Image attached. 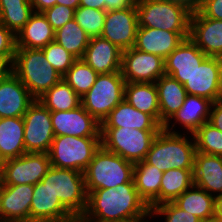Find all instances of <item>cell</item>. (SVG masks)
<instances>
[{
	"instance_id": "cell-1",
	"label": "cell",
	"mask_w": 222,
	"mask_h": 222,
	"mask_svg": "<svg viewBox=\"0 0 222 222\" xmlns=\"http://www.w3.org/2000/svg\"><path fill=\"white\" fill-rule=\"evenodd\" d=\"M87 207L82 222H112L151 218L150 208L139 196L134 180L109 189L87 192Z\"/></svg>"
},
{
	"instance_id": "cell-2",
	"label": "cell",
	"mask_w": 222,
	"mask_h": 222,
	"mask_svg": "<svg viewBox=\"0 0 222 222\" xmlns=\"http://www.w3.org/2000/svg\"><path fill=\"white\" fill-rule=\"evenodd\" d=\"M195 141L192 134L171 133L163 128L153 140L145 161L165 172L194 170Z\"/></svg>"
},
{
	"instance_id": "cell-3",
	"label": "cell",
	"mask_w": 222,
	"mask_h": 222,
	"mask_svg": "<svg viewBox=\"0 0 222 222\" xmlns=\"http://www.w3.org/2000/svg\"><path fill=\"white\" fill-rule=\"evenodd\" d=\"M11 71L35 99L62 79V76L46 60L42 49L16 48Z\"/></svg>"
},
{
	"instance_id": "cell-4",
	"label": "cell",
	"mask_w": 222,
	"mask_h": 222,
	"mask_svg": "<svg viewBox=\"0 0 222 222\" xmlns=\"http://www.w3.org/2000/svg\"><path fill=\"white\" fill-rule=\"evenodd\" d=\"M138 26L167 30L170 32H190L193 9L178 0H137Z\"/></svg>"
},
{
	"instance_id": "cell-5",
	"label": "cell",
	"mask_w": 222,
	"mask_h": 222,
	"mask_svg": "<svg viewBox=\"0 0 222 222\" xmlns=\"http://www.w3.org/2000/svg\"><path fill=\"white\" fill-rule=\"evenodd\" d=\"M134 163L106 150L102 145L84 170L87 192L109 189L128 183L133 179Z\"/></svg>"
},
{
	"instance_id": "cell-6",
	"label": "cell",
	"mask_w": 222,
	"mask_h": 222,
	"mask_svg": "<svg viewBox=\"0 0 222 222\" xmlns=\"http://www.w3.org/2000/svg\"><path fill=\"white\" fill-rule=\"evenodd\" d=\"M41 182L76 219L85 213L88 194L82 172L50 166Z\"/></svg>"
},
{
	"instance_id": "cell-7",
	"label": "cell",
	"mask_w": 222,
	"mask_h": 222,
	"mask_svg": "<svg viewBox=\"0 0 222 222\" xmlns=\"http://www.w3.org/2000/svg\"><path fill=\"white\" fill-rule=\"evenodd\" d=\"M100 147L101 137L56 136L48 152L50 164L83 173Z\"/></svg>"
},
{
	"instance_id": "cell-8",
	"label": "cell",
	"mask_w": 222,
	"mask_h": 222,
	"mask_svg": "<svg viewBox=\"0 0 222 222\" xmlns=\"http://www.w3.org/2000/svg\"><path fill=\"white\" fill-rule=\"evenodd\" d=\"M125 85L121 71L99 74L89 91L81 96V105L101 124L124 100Z\"/></svg>"
},
{
	"instance_id": "cell-9",
	"label": "cell",
	"mask_w": 222,
	"mask_h": 222,
	"mask_svg": "<svg viewBox=\"0 0 222 222\" xmlns=\"http://www.w3.org/2000/svg\"><path fill=\"white\" fill-rule=\"evenodd\" d=\"M159 131L101 128V145L132 163L144 161Z\"/></svg>"
},
{
	"instance_id": "cell-10",
	"label": "cell",
	"mask_w": 222,
	"mask_h": 222,
	"mask_svg": "<svg viewBox=\"0 0 222 222\" xmlns=\"http://www.w3.org/2000/svg\"><path fill=\"white\" fill-rule=\"evenodd\" d=\"M48 153L25 154L0 163V185H35L50 168Z\"/></svg>"
},
{
	"instance_id": "cell-11",
	"label": "cell",
	"mask_w": 222,
	"mask_h": 222,
	"mask_svg": "<svg viewBox=\"0 0 222 222\" xmlns=\"http://www.w3.org/2000/svg\"><path fill=\"white\" fill-rule=\"evenodd\" d=\"M26 152L48 153L55 137L51 112L37 99L23 115Z\"/></svg>"
},
{
	"instance_id": "cell-12",
	"label": "cell",
	"mask_w": 222,
	"mask_h": 222,
	"mask_svg": "<svg viewBox=\"0 0 222 222\" xmlns=\"http://www.w3.org/2000/svg\"><path fill=\"white\" fill-rule=\"evenodd\" d=\"M121 73L125 82L155 83L165 75L164 59L132 47L122 51Z\"/></svg>"
},
{
	"instance_id": "cell-13",
	"label": "cell",
	"mask_w": 222,
	"mask_h": 222,
	"mask_svg": "<svg viewBox=\"0 0 222 222\" xmlns=\"http://www.w3.org/2000/svg\"><path fill=\"white\" fill-rule=\"evenodd\" d=\"M212 103L207 98L187 94L181 108L163 126V129L171 133L193 134L204 123L209 122Z\"/></svg>"
},
{
	"instance_id": "cell-14",
	"label": "cell",
	"mask_w": 222,
	"mask_h": 222,
	"mask_svg": "<svg viewBox=\"0 0 222 222\" xmlns=\"http://www.w3.org/2000/svg\"><path fill=\"white\" fill-rule=\"evenodd\" d=\"M56 136L101 137V124L82 105L68 111L51 112Z\"/></svg>"
},
{
	"instance_id": "cell-15",
	"label": "cell",
	"mask_w": 222,
	"mask_h": 222,
	"mask_svg": "<svg viewBox=\"0 0 222 222\" xmlns=\"http://www.w3.org/2000/svg\"><path fill=\"white\" fill-rule=\"evenodd\" d=\"M137 29L136 8L106 11L101 37L124 51L134 47Z\"/></svg>"
},
{
	"instance_id": "cell-16",
	"label": "cell",
	"mask_w": 222,
	"mask_h": 222,
	"mask_svg": "<svg viewBox=\"0 0 222 222\" xmlns=\"http://www.w3.org/2000/svg\"><path fill=\"white\" fill-rule=\"evenodd\" d=\"M34 185H0V222H30Z\"/></svg>"
},
{
	"instance_id": "cell-17",
	"label": "cell",
	"mask_w": 222,
	"mask_h": 222,
	"mask_svg": "<svg viewBox=\"0 0 222 222\" xmlns=\"http://www.w3.org/2000/svg\"><path fill=\"white\" fill-rule=\"evenodd\" d=\"M207 57L188 37L165 58V75L184 84Z\"/></svg>"
},
{
	"instance_id": "cell-18",
	"label": "cell",
	"mask_w": 222,
	"mask_h": 222,
	"mask_svg": "<svg viewBox=\"0 0 222 222\" xmlns=\"http://www.w3.org/2000/svg\"><path fill=\"white\" fill-rule=\"evenodd\" d=\"M35 100L12 71L0 79V118L23 117Z\"/></svg>"
},
{
	"instance_id": "cell-19",
	"label": "cell",
	"mask_w": 222,
	"mask_h": 222,
	"mask_svg": "<svg viewBox=\"0 0 222 222\" xmlns=\"http://www.w3.org/2000/svg\"><path fill=\"white\" fill-rule=\"evenodd\" d=\"M76 218L58 197L40 181L34 185L30 206V222H74Z\"/></svg>"
},
{
	"instance_id": "cell-20",
	"label": "cell",
	"mask_w": 222,
	"mask_h": 222,
	"mask_svg": "<svg viewBox=\"0 0 222 222\" xmlns=\"http://www.w3.org/2000/svg\"><path fill=\"white\" fill-rule=\"evenodd\" d=\"M189 38L210 57L222 55V20L204 17L193 9Z\"/></svg>"
},
{
	"instance_id": "cell-21",
	"label": "cell",
	"mask_w": 222,
	"mask_h": 222,
	"mask_svg": "<svg viewBox=\"0 0 222 222\" xmlns=\"http://www.w3.org/2000/svg\"><path fill=\"white\" fill-rule=\"evenodd\" d=\"M189 35L190 32H170L138 26L133 48L160 56L165 60Z\"/></svg>"
},
{
	"instance_id": "cell-22",
	"label": "cell",
	"mask_w": 222,
	"mask_h": 222,
	"mask_svg": "<svg viewBox=\"0 0 222 222\" xmlns=\"http://www.w3.org/2000/svg\"><path fill=\"white\" fill-rule=\"evenodd\" d=\"M183 85L187 94L207 98L213 103L220 101L217 57L208 56Z\"/></svg>"
},
{
	"instance_id": "cell-23",
	"label": "cell",
	"mask_w": 222,
	"mask_h": 222,
	"mask_svg": "<svg viewBox=\"0 0 222 222\" xmlns=\"http://www.w3.org/2000/svg\"><path fill=\"white\" fill-rule=\"evenodd\" d=\"M81 59L98 74L119 72L122 50L101 36L92 37Z\"/></svg>"
},
{
	"instance_id": "cell-24",
	"label": "cell",
	"mask_w": 222,
	"mask_h": 222,
	"mask_svg": "<svg viewBox=\"0 0 222 222\" xmlns=\"http://www.w3.org/2000/svg\"><path fill=\"white\" fill-rule=\"evenodd\" d=\"M101 128H132L160 131L163 127L149 114L141 112L125 100L121 101L101 123Z\"/></svg>"
},
{
	"instance_id": "cell-25",
	"label": "cell",
	"mask_w": 222,
	"mask_h": 222,
	"mask_svg": "<svg viewBox=\"0 0 222 222\" xmlns=\"http://www.w3.org/2000/svg\"><path fill=\"white\" fill-rule=\"evenodd\" d=\"M194 185L212 196L222 195V156L195 152Z\"/></svg>"
},
{
	"instance_id": "cell-26",
	"label": "cell",
	"mask_w": 222,
	"mask_h": 222,
	"mask_svg": "<svg viewBox=\"0 0 222 222\" xmlns=\"http://www.w3.org/2000/svg\"><path fill=\"white\" fill-rule=\"evenodd\" d=\"M55 39V30L42 12H33L16 35V48L42 49Z\"/></svg>"
},
{
	"instance_id": "cell-27",
	"label": "cell",
	"mask_w": 222,
	"mask_h": 222,
	"mask_svg": "<svg viewBox=\"0 0 222 222\" xmlns=\"http://www.w3.org/2000/svg\"><path fill=\"white\" fill-rule=\"evenodd\" d=\"M155 85L160 107V125L163 127L181 108L187 92L183 84L168 75L161 76Z\"/></svg>"
},
{
	"instance_id": "cell-28",
	"label": "cell",
	"mask_w": 222,
	"mask_h": 222,
	"mask_svg": "<svg viewBox=\"0 0 222 222\" xmlns=\"http://www.w3.org/2000/svg\"><path fill=\"white\" fill-rule=\"evenodd\" d=\"M163 173L145 160L134 164L133 180L135 188L150 210L160 205V185Z\"/></svg>"
},
{
	"instance_id": "cell-29",
	"label": "cell",
	"mask_w": 222,
	"mask_h": 222,
	"mask_svg": "<svg viewBox=\"0 0 222 222\" xmlns=\"http://www.w3.org/2000/svg\"><path fill=\"white\" fill-rule=\"evenodd\" d=\"M25 153L23 117L0 118V163Z\"/></svg>"
},
{
	"instance_id": "cell-30",
	"label": "cell",
	"mask_w": 222,
	"mask_h": 222,
	"mask_svg": "<svg viewBox=\"0 0 222 222\" xmlns=\"http://www.w3.org/2000/svg\"><path fill=\"white\" fill-rule=\"evenodd\" d=\"M124 100L137 110L151 115L160 124V107L155 83L126 82Z\"/></svg>"
},
{
	"instance_id": "cell-31",
	"label": "cell",
	"mask_w": 222,
	"mask_h": 222,
	"mask_svg": "<svg viewBox=\"0 0 222 222\" xmlns=\"http://www.w3.org/2000/svg\"><path fill=\"white\" fill-rule=\"evenodd\" d=\"M214 200V196L193 185L176 198L173 203L180 209L192 213L204 221L214 218Z\"/></svg>"
},
{
	"instance_id": "cell-32",
	"label": "cell",
	"mask_w": 222,
	"mask_h": 222,
	"mask_svg": "<svg viewBox=\"0 0 222 222\" xmlns=\"http://www.w3.org/2000/svg\"><path fill=\"white\" fill-rule=\"evenodd\" d=\"M37 100L50 112L68 111L81 105V97L63 78Z\"/></svg>"
},
{
	"instance_id": "cell-33",
	"label": "cell",
	"mask_w": 222,
	"mask_h": 222,
	"mask_svg": "<svg viewBox=\"0 0 222 222\" xmlns=\"http://www.w3.org/2000/svg\"><path fill=\"white\" fill-rule=\"evenodd\" d=\"M193 185V170L170 169L165 171L160 185V204L173 202Z\"/></svg>"
},
{
	"instance_id": "cell-34",
	"label": "cell",
	"mask_w": 222,
	"mask_h": 222,
	"mask_svg": "<svg viewBox=\"0 0 222 222\" xmlns=\"http://www.w3.org/2000/svg\"><path fill=\"white\" fill-rule=\"evenodd\" d=\"M33 12L30 0H0V22L15 36Z\"/></svg>"
},
{
	"instance_id": "cell-35",
	"label": "cell",
	"mask_w": 222,
	"mask_h": 222,
	"mask_svg": "<svg viewBox=\"0 0 222 222\" xmlns=\"http://www.w3.org/2000/svg\"><path fill=\"white\" fill-rule=\"evenodd\" d=\"M89 39L90 37L75 19H72L55 31L54 40L77 59H81L88 46Z\"/></svg>"
},
{
	"instance_id": "cell-36",
	"label": "cell",
	"mask_w": 222,
	"mask_h": 222,
	"mask_svg": "<svg viewBox=\"0 0 222 222\" xmlns=\"http://www.w3.org/2000/svg\"><path fill=\"white\" fill-rule=\"evenodd\" d=\"M98 75L82 59H77L62 78L81 97L93 86Z\"/></svg>"
},
{
	"instance_id": "cell-37",
	"label": "cell",
	"mask_w": 222,
	"mask_h": 222,
	"mask_svg": "<svg viewBox=\"0 0 222 222\" xmlns=\"http://www.w3.org/2000/svg\"><path fill=\"white\" fill-rule=\"evenodd\" d=\"M196 152L222 156V131L204 123L193 134Z\"/></svg>"
},
{
	"instance_id": "cell-38",
	"label": "cell",
	"mask_w": 222,
	"mask_h": 222,
	"mask_svg": "<svg viewBox=\"0 0 222 222\" xmlns=\"http://www.w3.org/2000/svg\"><path fill=\"white\" fill-rule=\"evenodd\" d=\"M105 15V10L79 6L75 10L74 19L86 34L92 38L101 36Z\"/></svg>"
},
{
	"instance_id": "cell-39",
	"label": "cell",
	"mask_w": 222,
	"mask_h": 222,
	"mask_svg": "<svg viewBox=\"0 0 222 222\" xmlns=\"http://www.w3.org/2000/svg\"><path fill=\"white\" fill-rule=\"evenodd\" d=\"M46 60L63 77L77 58L55 40L42 48Z\"/></svg>"
},
{
	"instance_id": "cell-40",
	"label": "cell",
	"mask_w": 222,
	"mask_h": 222,
	"mask_svg": "<svg viewBox=\"0 0 222 222\" xmlns=\"http://www.w3.org/2000/svg\"><path fill=\"white\" fill-rule=\"evenodd\" d=\"M150 216L151 222H154L156 218L159 222H161L160 220H164V222H202L197 216L180 209L173 202H166L155 206L151 209Z\"/></svg>"
},
{
	"instance_id": "cell-41",
	"label": "cell",
	"mask_w": 222,
	"mask_h": 222,
	"mask_svg": "<svg viewBox=\"0 0 222 222\" xmlns=\"http://www.w3.org/2000/svg\"><path fill=\"white\" fill-rule=\"evenodd\" d=\"M56 31L64 26L68 21L74 19L75 9L61 4H55L53 7L42 12Z\"/></svg>"
},
{
	"instance_id": "cell-42",
	"label": "cell",
	"mask_w": 222,
	"mask_h": 222,
	"mask_svg": "<svg viewBox=\"0 0 222 222\" xmlns=\"http://www.w3.org/2000/svg\"><path fill=\"white\" fill-rule=\"evenodd\" d=\"M16 52V36L0 22V57L12 66Z\"/></svg>"
},
{
	"instance_id": "cell-43",
	"label": "cell",
	"mask_w": 222,
	"mask_h": 222,
	"mask_svg": "<svg viewBox=\"0 0 222 222\" xmlns=\"http://www.w3.org/2000/svg\"><path fill=\"white\" fill-rule=\"evenodd\" d=\"M196 9L204 17L222 20V0H201Z\"/></svg>"
},
{
	"instance_id": "cell-44",
	"label": "cell",
	"mask_w": 222,
	"mask_h": 222,
	"mask_svg": "<svg viewBox=\"0 0 222 222\" xmlns=\"http://www.w3.org/2000/svg\"><path fill=\"white\" fill-rule=\"evenodd\" d=\"M30 2L35 12H43L55 4L65 5L76 10L80 0H30Z\"/></svg>"
},
{
	"instance_id": "cell-45",
	"label": "cell",
	"mask_w": 222,
	"mask_h": 222,
	"mask_svg": "<svg viewBox=\"0 0 222 222\" xmlns=\"http://www.w3.org/2000/svg\"><path fill=\"white\" fill-rule=\"evenodd\" d=\"M209 123L222 131V100L212 103Z\"/></svg>"
},
{
	"instance_id": "cell-46",
	"label": "cell",
	"mask_w": 222,
	"mask_h": 222,
	"mask_svg": "<svg viewBox=\"0 0 222 222\" xmlns=\"http://www.w3.org/2000/svg\"><path fill=\"white\" fill-rule=\"evenodd\" d=\"M137 0H106V11L136 8Z\"/></svg>"
},
{
	"instance_id": "cell-47",
	"label": "cell",
	"mask_w": 222,
	"mask_h": 222,
	"mask_svg": "<svg viewBox=\"0 0 222 222\" xmlns=\"http://www.w3.org/2000/svg\"><path fill=\"white\" fill-rule=\"evenodd\" d=\"M79 6L106 11V0H80Z\"/></svg>"
},
{
	"instance_id": "cell-48",
	"label": "cell",
	"mask_w": 222,
	"mask_h": 222,
	"mask_svg": "<svg viewBox=\"0 0 222 222\" xmlns=\"http://www.w3.org/2000/svg\"><path fill=\"white\" fill-rule=\"evenodd\" d=\"M214 218L219 220V222H222V195L215 196Z\"/></svg>"
},
{
	"instance_id": "cell-49",
	"label": "cell",
	"mask_w": 222,
	"mask_h": 222,
	"mask_svg": "<svg viewBox=\"0 0 222 222\" xmlns=\"http://www.w3.org/2000/svg\"><path fill=\"white\" fill-rule=\"evenodd\" d=\"M11 71V66L0 57V79L4 78Z\"/></svg>"
},
{
	"instance_id": "cell-50",
	"label": "cell",
	"mask_w": 222,
	"mask_h": 222,
	"mask_svg": "<svg viewBox=\"0 0 222 222\" xmlns=\"http://www.w3.org/2000/svg\"><path fill=\"white\" fill-rule=\"evenodd\" d=\"M218 65H219V87L221 93V100H222V55L217 56Z\"/></svg>"
},
{
	"instance_id": "cell-51",
	"label": "cell",
	"mask_w": 222,
	"mask_h": 222,
	"mask_svg": "<svg viewBox=\"0 0 222 222\" xmlns=\"http://www.w3.org/2000/svg\"><path fill=\"white\" fill-rule=\"evenodd\" d=\"M181 2L186 3L187 5H189L192 9H196L200 3L201 0H178Z\"/></svg>"
},
{
	"instance_id": "cell-52",
	"label": "cell",
	"mask_w": 222,
	"mask_h": 222,
	"mask_svg": "<svg viewBox=\"0 0 222 222\" xmlns=\"http://www.w3.org/2000/svg\"><path fill=\"white\" fill-rule=\"evenodd\" d=\"M151 218H134L128 220L112 221V222H150Z\"/></svg>"
},
{
	"instance_id": "cell-53",
	"label": "cell",
	"mask_w": 222,
	"mask_h": 222,
	"mask_svg": "<svg viewBox=\"0 0 222 222\" xmlns=\"http://www.w3.org/2000/svg\"><path fill=\"white\" fill-rule=\"evenodd\" d=\"M202 222H219V220L213 218V219H210V220H204Z\"/></svg>"
},
{
	"instance_id": "cell-54",
	"label": "cell",
	"mask_w": 222,
	"mask_h": 222,
	"mask_svg": "<svg viewBox=\"0 0 222 222\" xmlns=\"http://www.w3.org/2000/svg\"><path fill=\"white\" fill-rule=\"evenodd\" d=\"M74 222H82L80 219H76Z\"/></svg>"
}]
</instances>
